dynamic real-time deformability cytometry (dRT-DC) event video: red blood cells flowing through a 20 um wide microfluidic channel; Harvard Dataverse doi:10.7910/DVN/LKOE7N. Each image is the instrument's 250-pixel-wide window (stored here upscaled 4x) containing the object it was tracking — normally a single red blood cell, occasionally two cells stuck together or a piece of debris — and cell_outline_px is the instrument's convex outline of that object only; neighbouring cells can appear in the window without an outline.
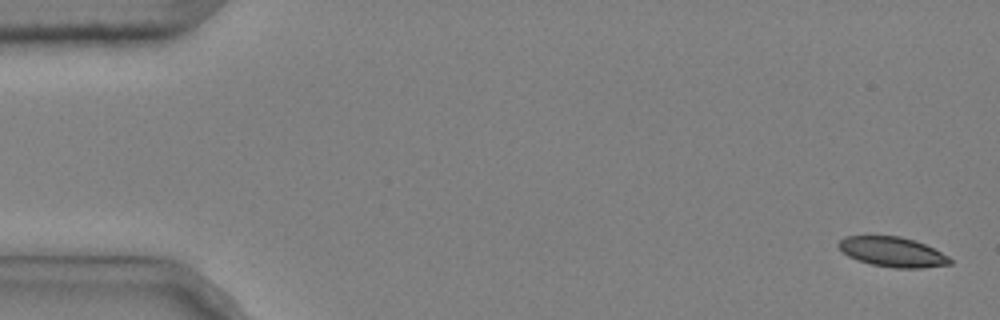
{"species": "common noctule bat (a hibernating species)", "species_latin": "Nyctalus noctula", "temperature_condition": "cold", "stored_images_in_passage": 5, "camera_frame_rate_fps": 3000, "um_per_image_px": 0.085, "animal": {"sex": "male", "body_mass_g": 20.4}, "frame": {"image": 1, "passage_image": 1, "time_ms": 0.0, "image_size_px": [1000, 320], "cell_outline_px": [[952, 264], [920, 268], [896, 268], [872, 264], [848, 256], [836, 244], [844, 236], [900, 236], [924, 244], [948, 256], [952, 260]], "centroid_in_image_um": [75.86, 21.41], "position_along_channel_um": 9.1, "area_um2": 19.07}}
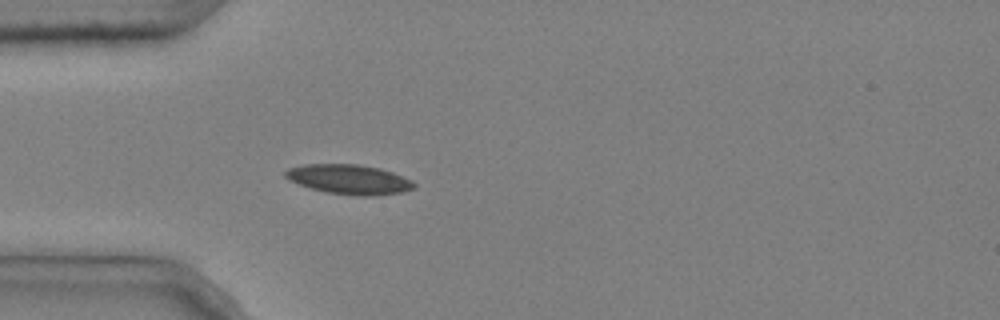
{"frame": {"image": 2, "passage_image": 5, "time_ms": 1.333, "image_size_px": [1000, 320], "cell_outline_px": [[416, 188], [400, 192], [372, 196], [356, 196], [328, 192], [312, 188], [288, 180], [284, 176], [284, 172], [288, 168], [304, 164], [356, 164], [380, 168], [392, 172], [412, 180], [416, 184]], "centroid_in_image_um": [29.68, 15.24], "position_along_channel_um": 55.3, "area_um2": 22.2}}